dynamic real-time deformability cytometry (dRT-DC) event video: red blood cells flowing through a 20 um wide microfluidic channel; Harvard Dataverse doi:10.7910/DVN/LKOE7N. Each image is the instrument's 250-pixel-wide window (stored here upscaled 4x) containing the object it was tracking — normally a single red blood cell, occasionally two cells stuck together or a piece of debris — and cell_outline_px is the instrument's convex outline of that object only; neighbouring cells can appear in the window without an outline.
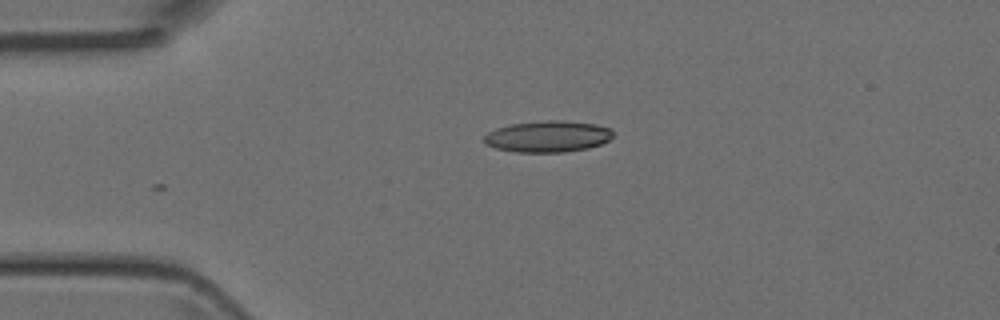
{"species": "Egyptian fruit bat (a non-hibernating species)", "species_latin": "Rousettus aegyptiacus", "temperature_condition": "room temperature", "stored_images_in_passage": 2, "camera_frame_rate_fps": 3000, "um_per_image_px": 0.085, "animal": {"sex": "female"}, "frame": {"image": 1, "passage_image": 2, "time_ms": 1.0, "image_size_px": [1000, 320], "cell_outline_px": [[612, 136], [608, 140], [600, 144], [588, 148], [564, 152], [516, 152], [496, 148], [484, 144], [484, 136], [488, 132], [496, 128], [512, 124], [544, 120], [564, 120], [596, 124], [612, 128]], "centroid_in_image_um": [46.56, 11.59], "position_along_channel_um": 38.4, "area_um2": 23.64}}